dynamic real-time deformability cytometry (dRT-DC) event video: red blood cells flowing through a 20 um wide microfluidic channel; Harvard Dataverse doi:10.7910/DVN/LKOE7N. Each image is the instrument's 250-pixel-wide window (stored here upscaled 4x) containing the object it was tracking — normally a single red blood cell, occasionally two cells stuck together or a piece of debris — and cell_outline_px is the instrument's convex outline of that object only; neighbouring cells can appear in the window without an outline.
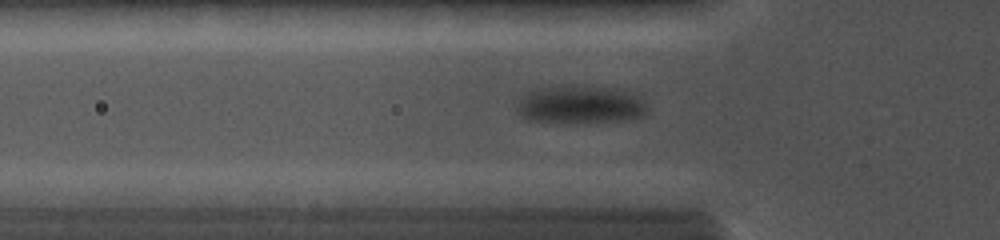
{"species": "common noctule bat (a hibernating species)", "species_latin": "Nyctalus noctula", "temperature_condition": "cold", "stored_images_in_passage": 14, "camera_frame_rate_fps": 5000, "um_per_image_px": 0.085, "animal": {"sex": "female", "body_mass_g": 19.0, "forearm_length_mm": 56.7}, "frame": {"image": 1, "passage_image": 10, "time_ms": 4.2, "image_size_px": [1000, 240], "cell_outline_px": [[648, 112], [644, 116], [620, 120], [568, 124], [528, 120], [520, 116], [516, 112], [516, 100], [524, 92], [536, 88], [564, 84], [624, 88], [632, 92], [648, 108]], "centroid_in_image_um": [49.23, 8.87], "position_along_channel_um": 76.6, "area_um2": 30.17}}
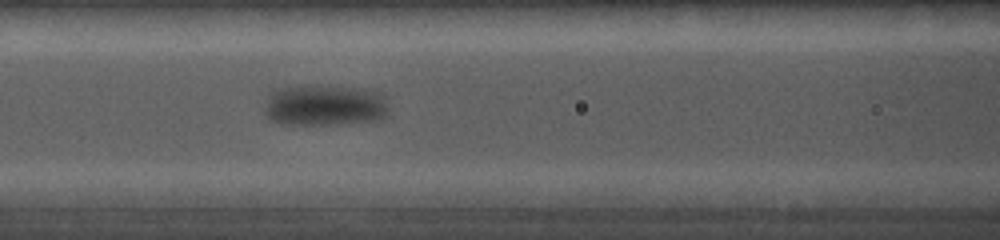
{"frame": {"image": 2, "passage_image": 12, "time_ms": 5.8, "image_size_px": [1000, 240], "cell_outline_px": [[388, 116], [380, 120], [328, 124], [284, 124], [272, 120], [264, 112], [264, 108], [268, 92], [272, 88], [304, 84], [328, 84], [364, 88], [384, 92], [388, 108]], "centroid_in_image_um": [27.61, 8.88], "position_along_channel_um": 139.0, "area_um2": 31.15}}